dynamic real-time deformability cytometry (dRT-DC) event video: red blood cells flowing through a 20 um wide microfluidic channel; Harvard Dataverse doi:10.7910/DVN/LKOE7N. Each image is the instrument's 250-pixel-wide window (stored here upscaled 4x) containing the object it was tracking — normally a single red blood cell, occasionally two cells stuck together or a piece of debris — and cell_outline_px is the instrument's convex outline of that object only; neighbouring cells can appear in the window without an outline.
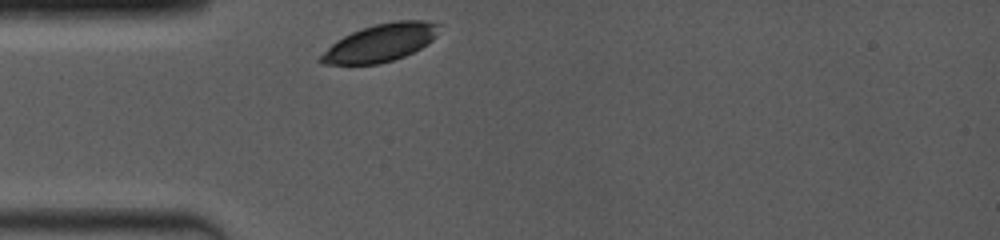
{"species": "common noctule bat (a hibernating species)", "species_latin": "Nyctalus noctula", "temperature_condition": "room temperature", "stored_images_in_passage": 25, "camera_frame_rate_fps": 4000, "um_per_image_px": 0.085, "animal": {"sex": "female", "body_mass_g": 19.0, "forearm_length_mm": 53.3}, "frame": {"image": 1, "passage_image": 1, "time_ms": 0.0, "image_size_px": [1000, 240], "cell_outline_px": [[440, 24], [436, 36], [428, 44], [404, 56], [380, 64], [324, 64], [316, 60], [336, 40], [352, 32], [376, 24], [396, 20], [428, 20]], "centroid_in_image_um": [32.36, 3.63], "position_along_channel_um": 52.6, "area_um2": 25.78}}
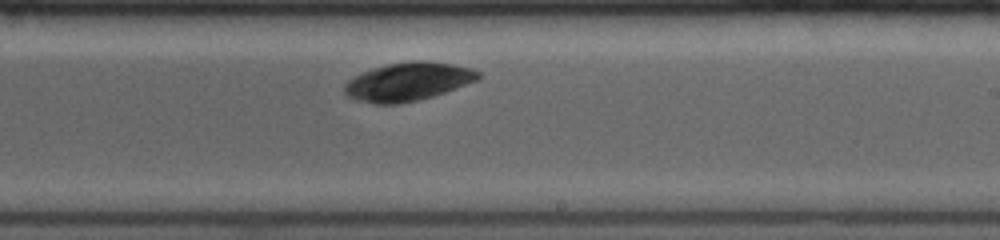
{"frame": {"image": 2, "passage_image": 15, "time_ms": 5.5, "image_size_px": [1000, 240], "cell_outline_px": [[480, 76], [476, 80], [456, 88], [432, 96], [400, 104], [372, 104], [356, 100], [348, 96], [344, 92], [344, 84], [348, 80], [360, 72], [372, 68], [388, 64], [412, 60], [420, 60], [452, 64], [472, 68], [480, 72]], "centroid_in_image_um": [34.63, 6.94], "position_along_channel_um": 254.4, "area_um2": 29.88}}
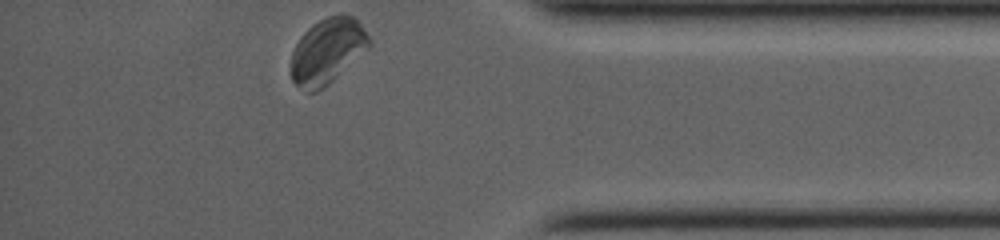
{"frame": {"image": 3, "passage_image": 25, "time_ms": 9.75, "image_size_px": [1000, 240], "cell_outline_px": [[372, 44], [368, 48], [328, 84], [316, 92], [304, 92], [292, 80], [292, 52], [300, 36], [312, 24], [328, 16], [340, 12], [344, 12], [352, 16], [360, 24], [372, 40]], "centroid_in_image_um": [27.83, 4.31], "position_along_channel_um": 407.4, "area_um2": 29.71}}